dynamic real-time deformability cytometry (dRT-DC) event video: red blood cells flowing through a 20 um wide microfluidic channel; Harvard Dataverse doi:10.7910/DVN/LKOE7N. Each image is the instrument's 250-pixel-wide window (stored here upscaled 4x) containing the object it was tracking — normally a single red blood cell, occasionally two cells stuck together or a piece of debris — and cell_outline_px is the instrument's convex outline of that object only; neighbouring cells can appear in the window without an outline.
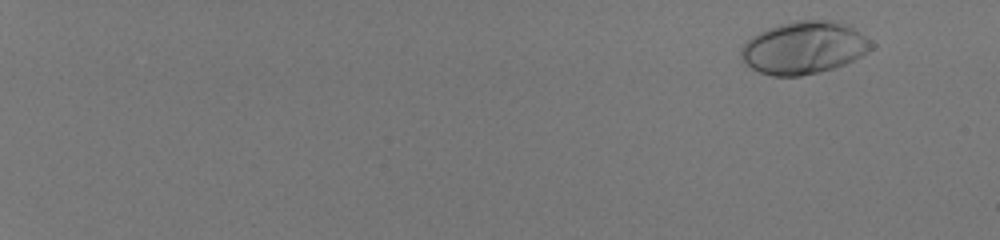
{"species": "human", "species_latin": "Homo sapiens", "temperature_condition": "room temperature", "stored_images_in_passage": 57, "camera_frame_rate_fps": 3000, "um_per_image_px": 0.085, "donor": {"sex": "male"}, "frame": {"image": 1, "passage_image": 6, "time_ms": 1.667, "image_size_px": [1000, 240], "cell_outline_px": [[876, 44], [868, 52], [844, 64], [820, 72], [800, 76], [772, 76], [760, 72], [752, 68], [740, 56], [740, 48], [752, 36], [768, 28], [796, 20], [828, 20], [852, 28]], "centroid_in_image_um": [68.32, 4.07], "position_along_channel_um": 16.7, "area_um2": 39.3}}
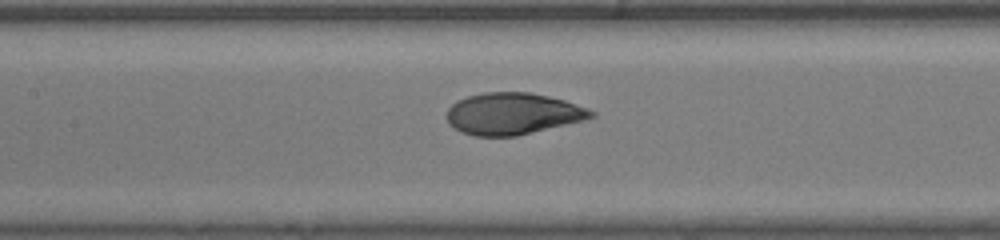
{"frame": {"image": 2, "passage_image": 34, "time_ms": 11.0, "image_size_px": [1000, 240], "cell_outline_px": [[596, 116], [584, 120], [516, 136], [472, 136], [460, 132], [448, 124], [448, 108], [456, 100], [468, 96], [484, 92], [528, 92], [548, 96], [564, 100], [588, 108], [596, 112]], "centroid_in_image_um": [43.57, 9.66], "position_along_channel_um": 163.8, "area_um2": 35.14}}
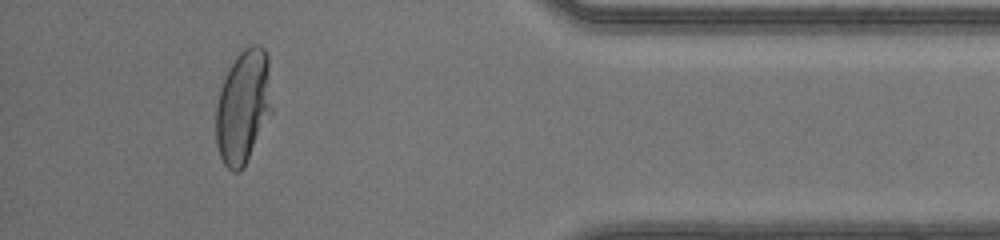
{"frame": {"image": 3, "passage_image": 54, "time_ms": 17.667, "image_size_px": [1000, 240], "cell_outline_px": [[272, 112], [244, 168], [240, 172], [232, 172], [224, 164], [220, 156], [216, 144], [216, 108], [220, 92], [224, 80], [236, 56], [244, 48], [252, 44], [256, 44], [264, 48], [268, 56], [272, 108]], "centroid_in_image_um": [20.69, 9.09], "position_along_channel_um": 414.5, "area_um2": 37.11}, "authors_computed_cell_mechanics": {"area_um2": 35.8938, "velocity_mm_per_s": 4.1287, "shape_relaxation_time_tau1_ms": 4.743, "shape_relaxation_time_tau2_ms": null, "deformation_change_tau1": 0.2368, "deformation_change_tau2": null}}